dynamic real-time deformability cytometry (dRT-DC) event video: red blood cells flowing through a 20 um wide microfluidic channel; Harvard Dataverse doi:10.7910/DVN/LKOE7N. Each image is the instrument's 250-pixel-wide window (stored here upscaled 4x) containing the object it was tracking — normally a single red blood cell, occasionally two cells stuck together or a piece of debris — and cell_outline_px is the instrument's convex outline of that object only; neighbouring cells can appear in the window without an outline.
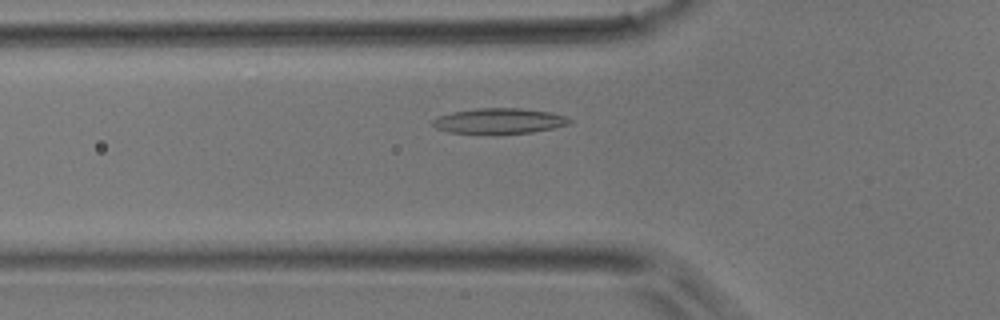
{"species": "common noctule bat (a hibernating species)", "species_latin": "Nyctalus noctula", "temperature_condition": "room temperature", "stored_images_in_passage": 43, "camera_frame_rate_fps": 3000, "um_per_image_px": 0.085, "animal": {"sex": "male", "body_mass_g": 17.9}, "frame": {"image": 1, "passage_image": 11, "time_ms": 3.333, "image_size_px": [1000, 320], "cell_outline_px": [[572, 120], [568, 124], [552, 128], [532, 132], [496, 136], [492, 136], [448, 132], [436, 128], [432, 124], [432, 120], [440, 116], [452, 112], [476, 108], [520, 108], [548, 112], [564, 116]], "centroid_in_image_um": [42.37, 10.32], "position_along_channel_um": 83.4, "area_um2": 20.81}}
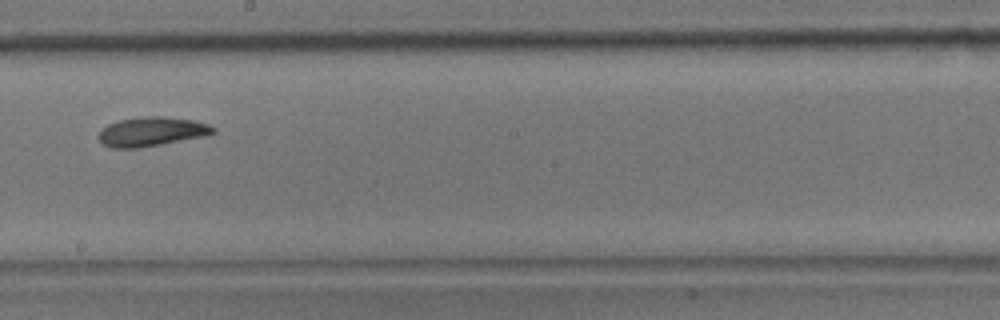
{"frame": {"image": 2, "passage_image": 22, "time_ms": 7.0, "image_size_px": [1000, 320], "cell_outline_px": [[216, 132], [204, 136], [140, 148], [108, 148], [100, 140], [100, 128], [108, 124], [120, 120], [140, 116], [164, 116], [192, 120], [208, 124], [216, 128]], "centroid_in_image_um": [12.88, 11.18], "position_along_channel_um": 235.3, "area_um2": 19.54}}
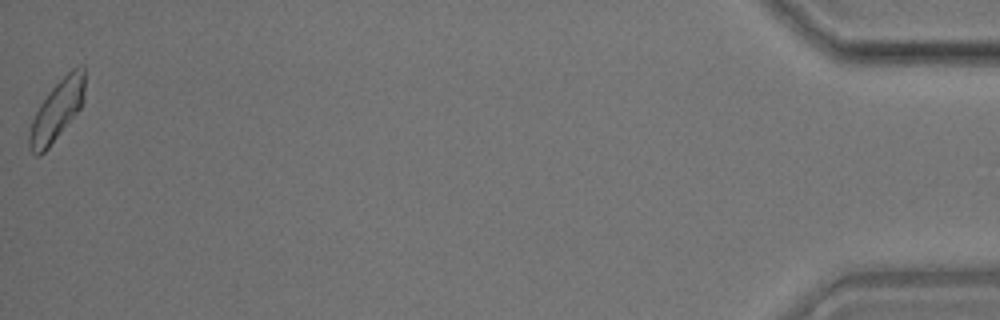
{"frame": {"image": 3, "passage_image": 43, "time_ms": 14.0, "image_size_px": [1000, 320], "cell_outline_px": [[84, 100], [80, 108], [48, 148], [40, 156], [36, 156], [28, 148], [28, 132], [32, 120], [40, 104], [48, 92], [72, 68], [80, 64], [84, 64]], "centroid_in_image_um": [4.82, 9.39], "position_along_channel_um": 430.4, "area_um2": 19.36}}